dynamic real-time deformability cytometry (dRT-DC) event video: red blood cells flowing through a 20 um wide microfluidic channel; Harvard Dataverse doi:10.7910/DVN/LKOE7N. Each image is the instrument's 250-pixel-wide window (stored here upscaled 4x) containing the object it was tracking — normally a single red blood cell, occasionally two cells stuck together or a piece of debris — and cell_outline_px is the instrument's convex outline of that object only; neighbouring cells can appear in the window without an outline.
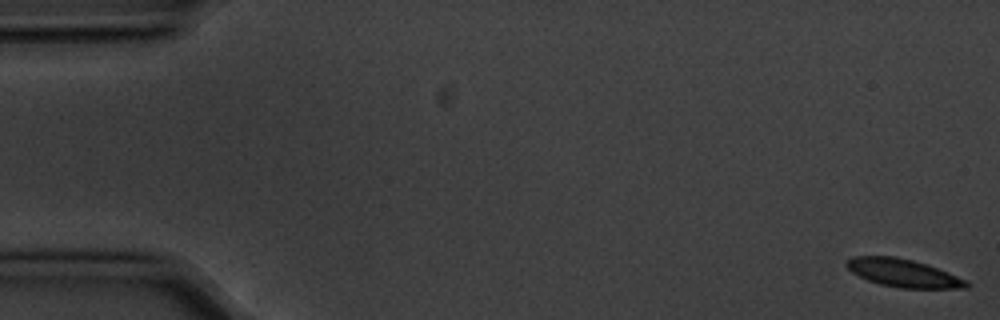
{"species": "common noctule bat (a hibernating species)", "species_latin": "Nyctalus noctula", "temperature_condition": "cold", "stored_images_in_passage": 6, "camera_frame_rate_fps": 3000, "um_per_image_px": 0.085, "animal": {"sex": "male", "body_mass_g": 20.1, "forearm_length_mm": 53.5}, "frame": {"image": 1, "passage_image": 1, "time_ms": 0.0, "image_size_px": [1000, 320], "cell_outline_px": [[968, 288], [900, 288], [880, 284], [868, 280], [852, 272], [844, 264], [852, 256], [892, 256], [912, 260], [948, 272], [964, 280], [968, 284]], "centroid_in_image_um": [76.72, 23.2], "position_along_channel_um": 8.3, "area_um2": 19.13}}
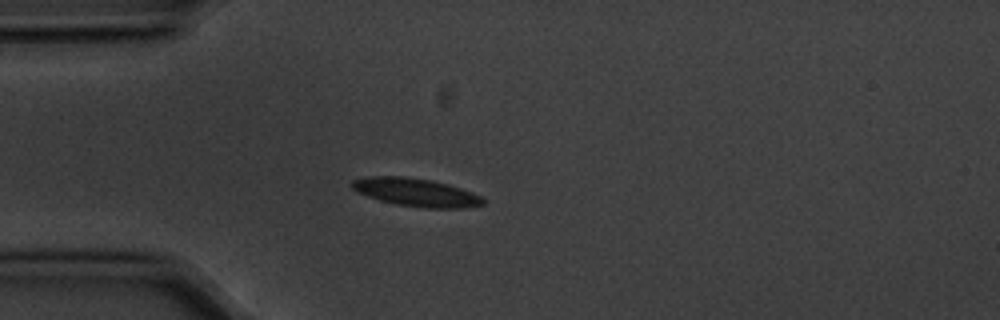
{"frame": {"image": 2, "passage_image": 5, "time_ms": 1.333, "image_size_px": [1000, 320], "cell_outline_px": [[484, 204], [464, 208], [424, 208], [396, 204], [380, 200], [356, 192], [352, 188], [352, 180], [364, 176], [404, 176], [432, 180], [448, 184], [472, 192], [480, 196], [484, 200]], "centroid_in_image_um": [35.34, 16.34], "position_along_channel_um": 49.7, "area_um2": 21.5}}